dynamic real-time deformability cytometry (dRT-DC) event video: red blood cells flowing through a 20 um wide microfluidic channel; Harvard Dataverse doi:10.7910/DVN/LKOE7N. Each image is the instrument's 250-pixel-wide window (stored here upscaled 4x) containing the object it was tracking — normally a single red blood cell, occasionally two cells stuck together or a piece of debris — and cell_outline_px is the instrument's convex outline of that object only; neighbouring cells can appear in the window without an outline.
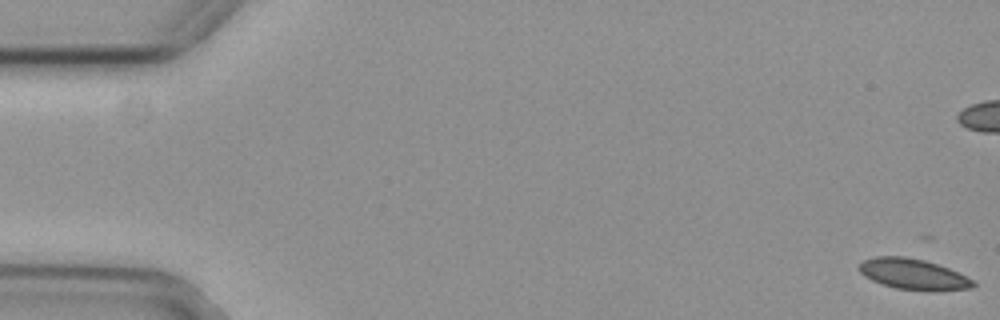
{"species": "common noctule bat (a hibernating species)", "species_latin": "Nyctalus noctula", "temperature_condition": "cold", "stored_images_in_passage": 56, "camera_frame_rate_fps": 3000, "um_per_image_px": 0.085, "animal": {"sex": "female", "body_mass_g": 29.2, "forearm_length_mm": 56.3}, "frame": {"image": 1, "passage_image": 1, "time_ms": 0.0, "image_size_px": [1000, 320], "cell_outline_px": [[976, 284], [972, 288], [896, 288], [872, 280], [864, 276], [860, 272], [860, 264], [864, 260], [876, 256], [904, 256], [924, 260], [948, 268], [976, 280]], "centroid_in_image_um": [77.59, 23.25], "position_along_channel_um": 7.4, "area_um2": 19.42}}
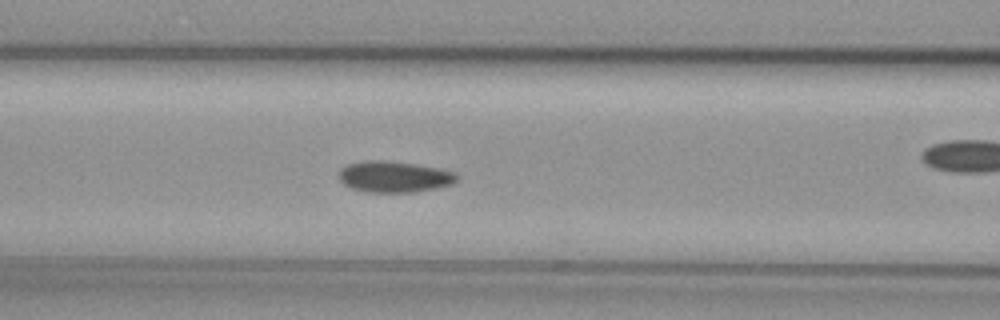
{"frame": {"image": 2, "passage_image": 23, "time_ms": 7.333, "image_size_px": [1000, 320], "cell_outline_px": [[460, 176], [452, 184], [436, 188], [416, 192], [368, 192], [352, 188], [344, 184], [336, 176], [336, 172], [340, 168], [348, 164], [364, 160], [384, 160], [416, 164], [440, 168], [456, 172]], "centroid_in_image_um": [33.49, 15.01], "position_along_channel_um": 133.1, "area_um2": 21.79}}
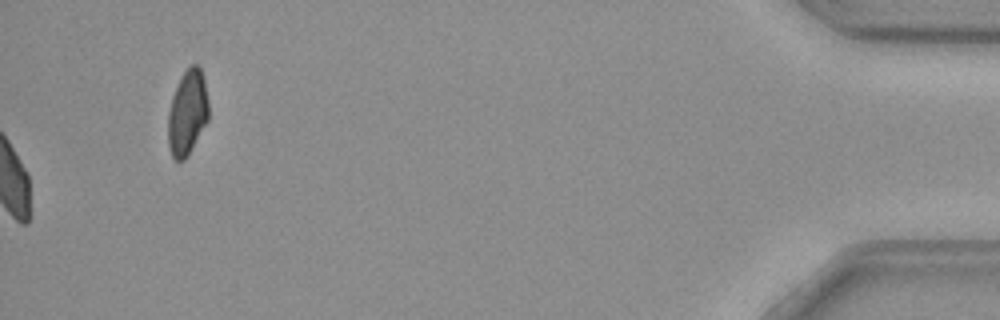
{"frame": {"image": 3, "passage_image": 56, "time_ms": 18.333, "image_size_px": [1000, 320], "cell_outline_px": [[208, 120], [188, 156], [184, 160], [176, 160], [172, 156], [168, 144], [168, 112], [172, 96], [184, 72], [192, 64], [196, 64], [200, 68], [204, 80], [208, 100]], "centroid_in_image_um": [15.93, 9.6], "position_along_channel_um": 419.3, "area_um2": 19.94}, "authors_computed_cell_mechanics": {"area_um2": 21.0392, "velocity_mm_per_s": 3.7703, "shape_relaxation_time_tau1_ms": 7.8458, "shape_relaxation_time_tau2_ms": null, "deformation_change_tau1": 0.1367, "deformation_change_tau2": null}}